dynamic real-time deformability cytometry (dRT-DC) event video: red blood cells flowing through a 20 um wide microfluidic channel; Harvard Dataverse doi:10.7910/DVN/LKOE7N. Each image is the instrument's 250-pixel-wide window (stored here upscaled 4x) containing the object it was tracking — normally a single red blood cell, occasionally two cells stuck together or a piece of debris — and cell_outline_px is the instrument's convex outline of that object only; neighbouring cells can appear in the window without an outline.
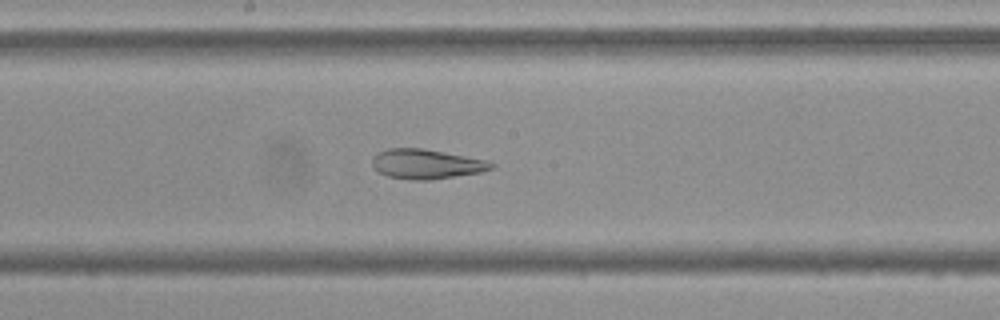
{"species": "Egyptian fruit bat (a non-hibernating species)", "species_latin": "Rousettus aegyptiacus", "temperature_condition": "cold", "stored_images_in_passage": 52, "camera_frame_rate_fps": 3000, "um_per_image_px": 0.085, "frame": {"image": 1, "passage_image": 26, "time_ms": 8.333, "image_size_px": [1000, 320], "cell_outline_px": [[496, 164], [492, 168], [480, 172], [428, 180], [412, 180], [388, 176], [376, 172], [372, 164], [372, 156], [388, 148], [424, 148], [488, 160]], "centroid_in_image_um": [36.22, 13.93], "position_along_channel_um": 212.0, "area_um2": 20.63}}
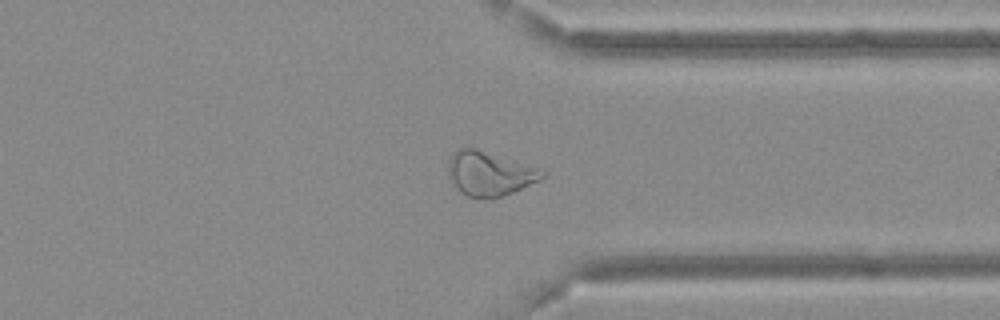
{"frame": {"image": 2, "passage_image": 39, "time_ms": 12.667, "image_size_px": [1000, 320], "cell_outline_px": [[544, 176], [540, 180], [512, 192], [492, 200], [468, 196], [460, 192], [456, 188], [448, 176], [448, 164], [452, 156], [460, 148], [476, 148], [536, 168], [544, 172]], "centroid_in_image_um": [41.56, 14.79], "position_along_channel_um": 369.8, "area_um2": 23.81}}
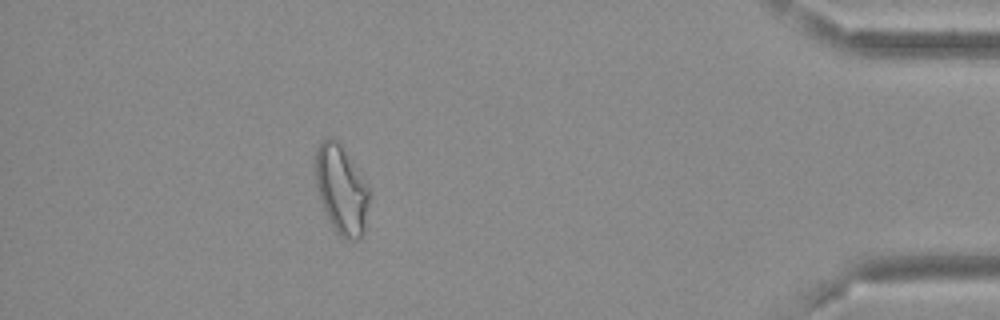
{"frame": {"image": 3, "passage_image": 46, "time_ms": 15.0, "image_size_px": [1000, 320], "cell_outline_px": [[368, 204], [364, 232], [360, 240], [348, 240], [340, 236], [336, 232], [328, 220], [320, 200], [316, 184], [316, 148], [320, 140], [324, 136], [332, 136], [336, 140], [368, 188]], "centroid_in_image_um": [28.98, 16.16], "position_along_channel_um": 406.2, "area_um2": 27.28}, "authors_computed_cell_mechanics": {"area_um2": 26.1256, "velocity_mm_per_s": 3.6717, "shape_relaxation_time_tau1_ms": null, "shape_relaxation_time_tau2_ms": 3.2221, "deformation_change_tau1": null, "deformation_change_tau2": 0.1121}}